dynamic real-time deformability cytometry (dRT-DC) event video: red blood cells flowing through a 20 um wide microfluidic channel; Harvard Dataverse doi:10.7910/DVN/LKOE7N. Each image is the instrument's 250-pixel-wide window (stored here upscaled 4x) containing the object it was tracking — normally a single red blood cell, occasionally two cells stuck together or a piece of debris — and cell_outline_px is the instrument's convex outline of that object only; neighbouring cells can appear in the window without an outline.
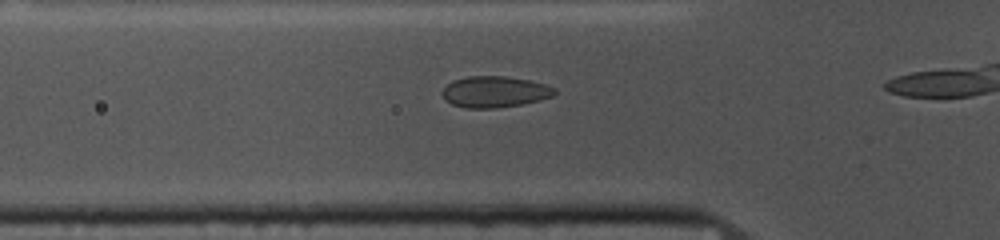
{"species": "common noctule bat (a hibernating species)", "species_latin": "Nyctalus noctula", "temperature_condition": "cold", "stored_images_in_passage": 13, "camera_frame_rate_fps": 3000, "um_per_image_px": 0.085, "animal": {"sex": "female", "body_mass_g": 10.0, "forearm_length_mm": 53.1}, "frame": {"image": 1, "passage_image": 8, "time_ms": 2.333, "image_size_px": [1000, 240], "cell_outline_px": [[556, 92], [552, 96], [540, 100], [520, 104], [496, 108], [464, 108], [452, 104], [444, 100], [440, 92], [452, 80], [468, 76], [504, 76], [528, 80], [544, 84], [556, 88]], "centroid_in_image_um": [42.0, 7.8], "position_along_channel_um": 83.8, "area_um2": 20.46}}
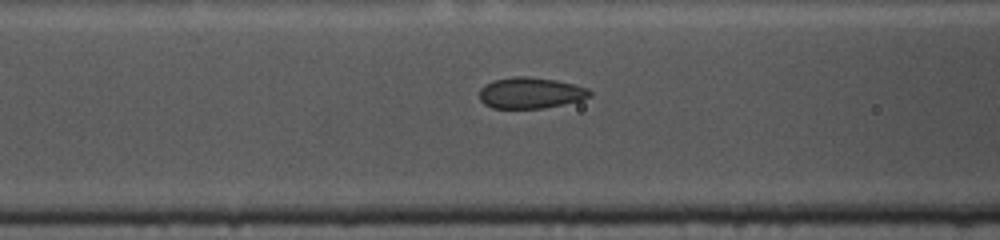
{"frame": {"image": 2, "passage_image": 11, "time_ms": 3.333, "image_size_px": [1000, 240], "cell_outline_px": [[592, 96], [580, 100], [544, 108], [492, 108], [484, 104], [480, 100], [480, 88], [484, 84], [492, 80], [516, 76], [528, 76], [556, 80], [588, 88], [592, 92]], "centroid_in_image_um": [45.07, 7.89], "position_along_channel_um": 121.5, "area_um2": 20.06}}